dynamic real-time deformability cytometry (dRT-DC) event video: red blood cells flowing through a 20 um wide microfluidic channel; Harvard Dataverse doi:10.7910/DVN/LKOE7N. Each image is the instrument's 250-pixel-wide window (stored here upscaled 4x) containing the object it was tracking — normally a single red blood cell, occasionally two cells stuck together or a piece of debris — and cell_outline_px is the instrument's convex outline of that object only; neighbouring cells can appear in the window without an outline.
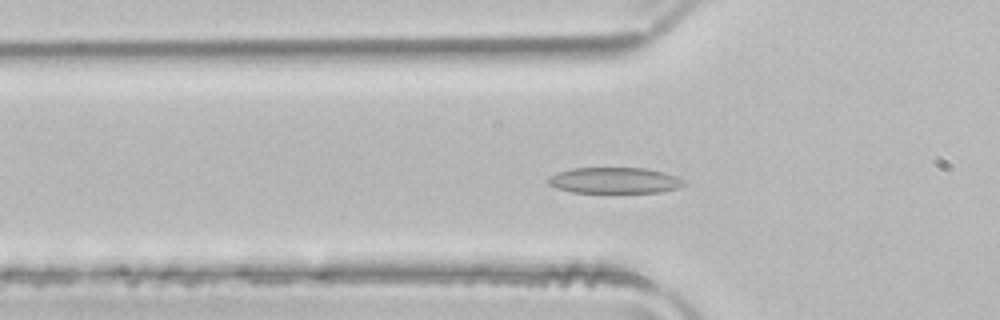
{"species": "common noctule bat (a hibernating species)", "species_latin": "Nyctalus noctula", "temperature_condition": "room temperature", "stored_images_in_passage": 47, "camera_frame_rate_fps": 3000, "um_per_image_px": 0.085, "animal": {"sex": "male", "body_mass_g": 21.5, "forearm_length_mm": 52.0}, "frame": {"image": 1, "passage_image": 13, "time_ms": 4.0, "image_size_px": [1000, 320], "cell_outline_px": [[684, 184], [676, 188], [660, 192], [572, 192], [556, 188], [548, 184], [548, 176], [572, 168], [644, 168], [664, 172], [676, 176], [684, 180]], "centroid_in_image_um": [52.21, 15.33], "position_along_channel_um": 73.6, "area_um2": 20.35}}
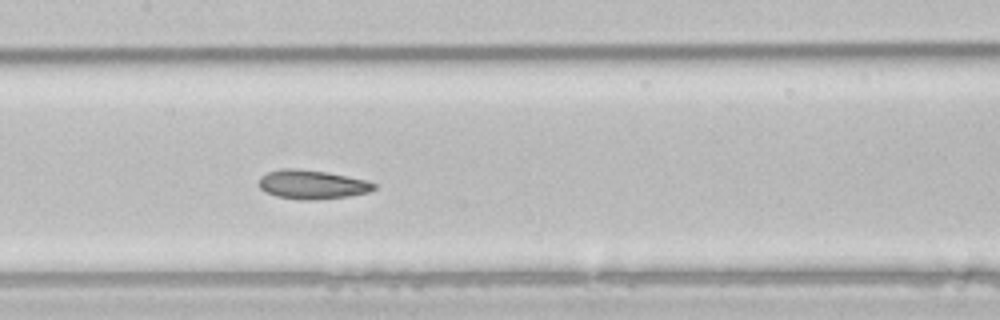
{"frame": {"image": 2, "passage_image": 21, "time_ms": 6.667, "image_size_px": [1000, 320], "cell_outline_px": [[376, 188], [368, 192], [348, 196], [316, 200], [300, 200], [276, 196], [264, 192], [260, 188], [260, 176], [268, 172], [280, 168], [296, 168], [328, 172], [368, 180], [376, 184]], "centroid_in_image_um": [26.53, 15.68], "position_along_channel_um": 180.9, "area_um2": 19.65}}
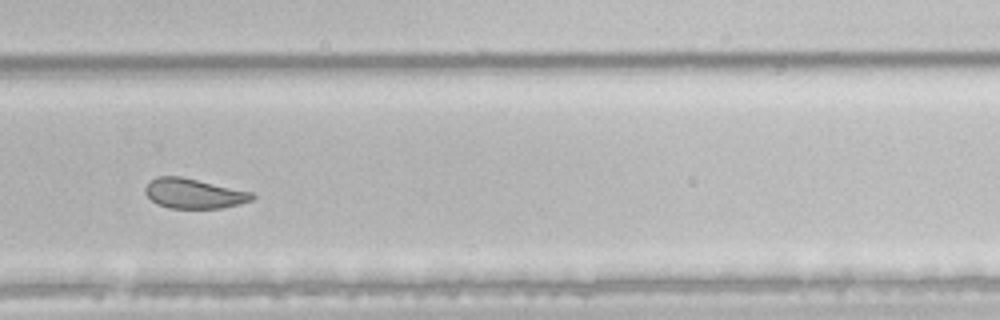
{"frame": {"image": 3, "passage_image": 31, "time_ms": 10.0, "image_size_px": [1000, 320], "cell_outline_px": [[256, 196], [252, 200], [240, 204], [220, 208], [168, 208], [152, 200], [144, 192], [144, 188], [152, 180], [160, 176], [180, 176], [252, 192]], "centroid_in_image_um": [16.5, 16.45], "position_along_channel_um": 313.3, "area_um2": 18.38}, "authors_computed_cell_mechanics": {"area_um2": 21.4438, "velocity_mm_per_s": 3.9896, "shape_relaxation_time_tau1_ms": 3.2187, "shape_relaxation_time_tau2_ms": 1.8745, "deformation_change_tau1": 0.1195, "deformation_change_tau2": 0.0764}}